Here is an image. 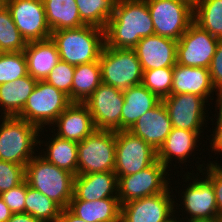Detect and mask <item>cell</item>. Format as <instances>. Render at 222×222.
<instances>
[{"mask_svg": "<svg viewBox=\"0 0 222 222\" xmlns=\"http://www.w3.org/2000/svg\"><path fill=\"white\" fill-rule=\"evenodd\" d=\"M38 137V146L41 151L38 153L60 169L72 173L74 176L78 175V143L62 139L55 134H52L44 141ZM49 140V141H47ZM44 143V144H43ZM43 144V145H42ZM42 146L45 148L42 149Z\"/></svg>", "mask_w": 222, "mask_h": 222, "instance_id": "d4e9b609", "label": "cell"}, {"mask_svg": "<svg viewBox=\"0 0 222 222\" xmlns=\"http://www.w3.org/2000/svg\"><path fill=\"white\" fill-rule=\"evenodd\" d=\"M161 100L167 109L173 128L203 132L204 125H209L206 122L211 118L208 111L213 106L208 107L210 103L205 98L194 94H171Z\"/></svg>", "mask_w": 222, "mask_h": 222, "instance_id": "4fadbf2b", "label": "cell"}, {"mask_svg": "<svg viewBox=\"0 0 222 222\" xmlns=\"http://www.w3.org/2000/svg\"><path fill=\"white\" fill-rule=\"evenodd\" d=\"M50 127L48 129L56 136L77 143L96 130L87 106L80 102H72Z\"/></svg>", "mask_w": 222, "mask_h": 222, "instance_id": "ac0fdd59", "label": "cell"}, {"mask_svg": "<svg viewBox=\"0 0 222 222\" xmlns=\"http://www.w3.org/2000/svg\"><path fill=\"white\" fill-rule=\"evenodd\" d=\"M201 133H204V132H193V131H188V130H184L180 128H172V130L166 137L163 144L157 150V159L167 169L169 168L170 172L172 170V164H173L174 167L176 166L174 170L179 169V167H181L180 173L182 174L185 173L184 172L185 165H186V169H188L187 168L188 165L186 162L188 163L193 162V165H194V161L196 159L194 157L195 154L193 152L199 150L198 147L202 144L199 142H201V139L204 138L203 136L204 134H201ZM200 136H202V138H200ZM191 156L194 158H190ZM176 163L178 164L180 163L178 168H177ZM182 164L184 165V167L182 166Z\"/></svg>", "mask_w": 222, "mask_h": 222, "instance_id": "e0dca14e", "label": "cell"}, {"mask_svg": "<svg viewBox=\"0 0 222 222\" xmlns=\"http://www.w3.org/2000/svg\"><path fill=\"white\" fill-rule=\"evenodd\" d=\"M118 198V178L115 172H100L74 177L71 200L95 201Z\"/></svg>", "mask_w": 222, "mask_h": 222, "instance_id": "7402d4cb", "label": "cell"}, {"mask_svg": "<svg viewBox=\"0 0 222 222\" xmlns=\"http://www.w3.org/2000/svg\"><path fill=\"white\" fill-rule=\"evenodd\" d=\"M157 160V151L130 131H116L115 169L117 176L136 174Z\"/></svg>", "mask_w": 222, "mask_h": 222, "instance_id": "7c38bea8", "label": "cell"}, {"mask_svg": "<svg viewBox=\"0 0 222 222\" xmlns=\"http://www.w3.org/2000/svg\"><path fill=\"white\" fill-rule=\"evenodd\" d=\"M81 21L105 29L112 16L116 0H75Z\"/></svg>", "mask_w": 222, "mask_h": 222, "instance_id": "1f68e13d", "label": "cell"}, {"mask_svg": "<svg viewBox=\"0 0 222 222\" xmlns=\"http://www.w3.org/2000/svg\"><path fill=\"white\" fill-rule=\"evenodd\" d=\"M24 54L27 72L36 80H45L60 61L57 46L51 38L27 42Z\"/></svg>", "mask_w": 222, "mask_h": 222, "instance_id": "603a6c76", "label": "cell"}, {"mask_svg": "<svg viewBox=\"0 0 222 222\" xmlns=\"http://www.w3.org/2000/svg\"><path fill=\"white\" fill-rule=\"evenodd\" d=\"M12 214L13 213L11 212L9 207L0 197V222H7L11 218Z\"/></svg>", "mask_w": 222, "mask_h": 222, "instance_id": "f6af8a7d", "label": "cell"}, {"mask_svg": "<svg viewBox=\"0 0 222 222\" xmlns=\"http://www.w3.org/2000/svg\"><path fill=\"white\" fill-rule=\"evenodd\" d=\"M60 212L55 202L27 184L25 213L44 222H58Z\"/></svg>", "mask_w": 222, "mask_h": 222, "instance_id": "4dcf8cb0", "label": "cell"}, {"mask_svg": "<svg viewBox=\"0 0 222 222\" xmlns=\"http://www.w3.org/2000/svg\"><path fill=\"white\" fill-rule=\"evenodd\" d=\"M172 174L157 159L152 165L136 174L117 176L120 205L131 200L165 192L172 185L173 181H170Z\"/></svg>", "mask_w": 222, "mask_h": 222, "instance_id": "30bf717a", "label": "cell"}, {"mask_svg": "<svg viewBox=\"0 0 222 222\" xmlns=\"http://www.w3.org/2000/svg\"><path fill=\"white\" fill-rule=\"evenodd\" d=\"M215 91L208 68L177 63L174 66L171 94H194L205 98L208 102L211 100L210 103L214 104L212 97Z\"/></svg>", "mask_w": 222, "mask_h": 222, "instance_id": "ffe728a7", "label": "cell"}, {"mask_svg": "<svg viewBox=\"0 0 222 222\" xmlns=\"http://www.w3.org/2000/svg\"><path fill=\"white\" fill-rule=\"evenodd\" d=\"M203 157L204 155H202L201 160H196L197 162L195 166H197L195 168H197V170L195 172L199 171L200 173L205 174L204 176L212 183L219 219H222V164L213 159L212 161L206 159L207 163L206 160H202ZM200 162H202V164H200Z\"/></svg>", "mask_w": 222, "mask_h": 222, "instance_id": "d590c367", "label": "cell"}, {"mask_svg": "<svg viewBox=\"0 0 222 222\" xmlns=\"http://www.w3.org/2000/svg\"><path fill=\"white\" fill-rule=\"evenodd\" d=\"M154 35V25L146 0H116L104 29L105 46L133 49L144 38Z\"/></svg>", "mask_w": 222, "mask_h": 222, "instance_id": "6da1fadb", "label": "cell"}, {"mask_svg": "<svg viewBox=\"0 0 222 222\" xmlns=\"http://www.w3.org/2000/svg\"><path fill=\"white\" fill-rule=\"evenodd\" d=\"M99 63L102 83L119 90L142 84L143 70L133 49L103 47Z\"/></svg>", "mask_w": 222, "mask_h": 222, "instance_id": "8992f818", "label": "cell"}, {"mask_svg": "<svg viewBox=\"0 0 222 222\" xmlns=\"http://www.w3.org/2000/svg\"><path fill=\"white\" fill-rule=\"evenodd\" d=\"M51 39L60 60L73 66L98 61L105 45L104 29L92 25L53 31Z\"/></svg>", "mask_w": 222, "mask_h": 222, "instance_id": "3957f363", "label": "cell"}, {"mask_svg": "<svg viewBox=\"0 0 222 222\" xmlns=\"http://www.w3.org/2000/svg\"><path fill=\"white\" fill-rule=\"evenodd\" d=\"M123 96L121 131H129L142 115L161 101L143 84L129 87L123 91Z\"/></svg>", "mask_w": 222, "mask_h": 222, "instance_id": "cb8c5ba5", "label": "cell"}, {"mask_svg": "<svg viewBox=\"0 0 222 222\" xmlns=\"http://www.w3.org/2000/svg\"><path fill=\"white\" fill-rule=\"evenodd\" d=\"M75 66L59 61L51 70L45 81L68 95L72 102V82Z\"/></svg>", "mask_w": 222, "mask_h": 222, "instance_id": "8d00e7d4", "label": "cell"}, {"mask_svg": "<svg viewBox=\"0 0 222 222\" xmlns=\"http://www.w3.org/2000/svg\"><path fill=\"white\" fill-rule=\"evenodd\" d=\"M143 71L174 67L177 63V41L151 35L142 38L133 48Z\"/></svg>", "mask_w": 222, "mask_h": 222, "instance_id": "d6986e66", "label": "cell"}, {"mask_svg": "<svg viewBox=\"0 0 222 222\" xmlns=\"http://www.w3.org/2000/svg\"><path fill=\"white\" fill-rule=\"evenodd\" d=\"M194 22L212 36L222 39V0H195Z\"/></svg>", "mask_w": 222, "mask_h": 222, "instance_id": "f546056e", "label": "cell"}, {"mask_svg": "<svg viewBox=\"0 0 222 222\" xmlns=\"http://www.w3.org/2000/svg\"><path fill=\"white\" fill-rule=\"evenodd\" d=\"M37 82L38 80L28 74L18 78L14 82L0 84V116H18Z\"/></svg>", "mask_w": 222, "mask_h": 222, "instance_id": "484cf974", "label": "cell"}, {"mask_svg": "<svg viewBox=\"0 0 222 222\" xmlns=\"http://www.w3.org/2000/svg\"><path fill=\"white\" fill-rule=\"evenodd\" d=\"M154 25V34L178 41L194 21V3L190 0H146Z\"/></svg>", "mask_w": 222, "mask_h": 222, "instance_id": "ba28073f", "label": "cell"}, {"mask_svg": "<svg viewBox=\"0 0 222 222\" xmlns=\"http://www.w3.org/2000/svg\"><path fill=\"white\" fill-rule=\"evenodd\" d=\"M28 75L27 61L22 52H1L0 54V84L14 82Z\"/></svg>", "mask_w": 222, "mask_h": 222, "instance_id": "836d02e7", "label": "cell"}, {"mask_svg": "<svg viewBox=\"0 0 222 222\" xmlns=\"http://www.w3.org/2000/svg\"><path fill=\"white\" fill-rule=\"evenodd\" d=\"M215 93H216L215 96H217V97L215 98V109L214 110H216V111H215V115L213 114L212 117L214 116V118L215 117L222 118V87L216 89ZM217 110H219V111H217ZM216 113H217V115H216Z\"/></svg>", "mask_w": 222, "mask_h": 222, "instance_id": "ee69618b", "label": "cell"}, {"mask_svg": "<svg viewBox=\"0 0 222 222\" xmlns=\"http://www.w3.org/2000/svg\"><path fill=\"white\" fill-rule=\"evenodd\" d=\"M174 67L143 71L142 84L160 99L171 95Z\"/></svg>", "mask_w": 222, "mask_h": 222, "instance_id": "e575fe53", "label": "cell"}, {"mask_svg": "<svg viewBox=\"0 0 222 222\" xmlns=\"http://www.w3.org/2000/svg\"><path fill=\"white\" fill-rule=\"evenodd\" d=\"M218 41L193 21L177 41V64L209 69Z\"/></svg>", "mask_w": 222, "mask_h": 222, "instance_id": "9a60e30c", "label": "cell"}, {"mask_svg": "<svg viewBox=\"0 0 222 222\" xmlns=\"http://www.w3.org/2000/svg\"><path fill=\"white\" fill-rule=\"evenodd\" d=\"M7 222H44L27 213H14Z\"/></svg>", "mask_w": 222, "mask_h": 222, "instance_id": "b9f144b4", "label": "cell"}, {"mask_svg": "<svg viewBox=\"0 0 222 222\" xmlns=\"http://www.w3.org/2000/svg\"><path fill=\"white\" fill-rule=\"evenodd\" d=\"M172 128L167 109L161 100L154 108L142 115L129 131L157 151Z\"/></svg>", "mask_w": 222, "mask_h": 222, "instance_id": "44dd1931", "label": "cell"}, {"mask_svg": "<svg viewBox=\"0 0 222 222\" xmlns=\"http://www.w3.org/2000/svg\"><path fill=\"white\" fill-rule=\"evenodd\" d=\"M213 123L211 125H215L216 127H214L211 133V137L207 136V138H205L206 140H209V148L211 149L212 152L215 153V155L217 154H221L222 155V118H215L216 122L214 123V118H210Z\"/></svg>", "mask_w": 222, "mask_h": 222, "instance_id": "60d3db41", "label": "cell"}, {"mask_svg": "<svg viewBox=\"0 0 222 222\" xmlns=\"http://www.w3.org/2000/svg\"><path fill=\"white\" fill-rule=\"evenodd\" d=\"M96 130L121 131L123 91L101 83L85 100Z\"/></svg>", "mask_w": 222, "mask_h": 222, "instance_id": "5bb4252c", "label": "cell"}, {"mask_svg": "<svg viewBox=\"0 0 222 222\" xmlns=\"http://www.w3.org/2000/svg\"><path fill=\"white\" fill-rule=\"evenodd\" d=\"M0 121V160L26 166L40 149L38 137L45 136L46 128L39 129L17 116H0Z\"/></svg>", "mask_w": 222, "mask_h": 222, "instance_id": "277c9868", "label": "cell"}, {"mask_svg": "<svg viewBox=\"0 0 222 222\" xmlns=\"http://www.w3.org/2000/svg\"><path fill=\"white\" fill-rule=\"evenodd\" d=\"M212 84L215 89L222 87V39H219L216 52L209 68Z\"/></svg>", "mask_w": 222, "mask_h": 222, "instance_id": "ab89813d", "label": "cell"}, {"mask_svg": "<svg viewBox=\"0 0 222 222\" xmlns=\"http://www.w3.org/2000/svg\"><path fill=\"white\" fill-rule=\"evenodd\" d=\"M193 172V169L192 171H187L185 174H183L184 178L181 177V180L183 181H181L180 183L185 182V184L182 183V187H184L181 189V192L180 190H178L177 192L178 200L180 201L177 200V197L175 195V200L180 203L178 205V203L175 202V213H177L175 214V220L180 222H187L219 219L212 183L204 176V174H201V177L199 175L200 172H197L198 175ZM179 209H181L182 211ZM178 213L181 215V217Z\"/></svg>", "mask_w": 222, "mask_h": 222, "instance_id": "7a4b0ae2", "label": "cell"}, {"mask_svg": "<svg viewBox=\"0 0 222 222\" xmlns=\"http://www.w3.org/2000/svg\"><path fill=\"white\" fill-rule=\"evenodd\" d=\"M116 131L95 130L78 143V175L114 172Z\"/></svg>", "mask_w": 222, "mask_h": 222, "instance_id": "9c48e42d", "label": "cell"}, {"mask_svg": "<svg viewBox=\"0 0 222 222\" xmlns=\"http://www.w3.org/2000/svg\"><path fill=\"white\" fill-rule=\"evenodd\" d=\"M58 222H86L73 214L68 208L61 209Z\"/></svg>", "mask_w": 222, "mask_h": 222, "instance_id": "7bdbcfd3", "label": "cell"}, {"mask_svg": "<svg viewBox=\"0 0 222 222\" xmlns=\"http://www.w3.org/2000/svg\"><path fill=\"white\" fill-rule=\"evenodd\" d=\"M187 222H222V219H214V220H197V221H187Z\"/></svg>", "mask_w": 222, "mask_h": 222, "instance_id": "bcb514c9", "label": "cell"}, {"mask_svg": "<svg viewBox=\"0 0 222 222\" xmlns=\"http://www.w3.org/2000/svg\"><path fill=\"white\" fill-rule=\"evenodd\" d=\"M177 185L165 192L128 201L121 205L120 222H173ZM172 194V195H170Z\"/></svg>", "mask_w": 222, "mask_h": 222, "instance_id": "8fae6325", "label": "cell"}, {"mask_svg": "<svg viewBox=\"0 0 222 222\" xmlns=\"http://www.w3.org/2000/svg\"><path fill=\"white\" fill-rule=\"evenodd\" d=\"M101 83L99 60L75 66L72 82V102L84 103Z\"/></svg>", "mask_w": 222, "mask_h": 222, "instance_id": "f1b7e54d", "label": "cell"}, {"mask_svg": "<svg viewBox=\"0 0 222 222\" xmlns=\"http://www.w3.org/2000/svg\"><path fill=\"white\" fill-rule=\"evenodd\" d=\"M51 31L84 26L75 0H42Z\"/></svg>", "mask_w": 222, "mask_h": 222, "instance_id": "83f0119b", "label": "cell"}, {"mask_svg": "<svg viewBox=\"0 0 222 222\" xmlns=\"http://www.w3.org/2000/svg\"><path fill=\"white\" fill-rule=\"evenodd\" d=\"M5 5L26 42L51 38L42 0H5Z\"/></svg>", "mask_w": 222, "mask_h": 222, "instance_id": "2e32d148", "label": "cell"}, {"mask_svg": "<svg viewBox=\"0 0 222 222\" xmlns=\"http://www.w3.org/2000/svg\"><path fill=\"white\" fill-rule=\"evenodd\" d=\"M26 192L27 182L24 180L21 184L11 188L10 190L2 192L0 197L3 199L13 214L24 213Z\"/></svg>", "mask_w": 222, "mask_h": 222, "instance_id": "f35d334b", "label": "cell"}, {"mask_svg": "<svg viewBox=\"0 0 222 222\" xmlns=\"http://www.w3.org/2000/svg\"><path fill=\"white\" fill-rule=\"evenodd\" d=\"M25 180V166L0 160V194Z\"/></svg>", "mask_w": 222, "mask_h": 222, "instance_id": "74e56055", "label": "cell"}, {"mask_svg": "<svg viewBox=\"0 0 222 222\" xmlns=\"http://www.w3.org/2000/svg\"><path fill=\"white\" fill-rule=\"evenodd\" d=\"M5 6V0H0V9Z\"/></svg>", "mask_w": 222, "mask_h": 222, "instance_id": "7dc6e473", "label": "cell"}, {"mask_svg": "<svg viewBox=\"0 0 222 222\" xmlns=\"http://www.w3.org/2000/svg\"><path fill=\"white\" fill-rule=\"evenodd\" d=\"M68 209L86 222H120L121 205L118 198L70 200Z\"/></svg>", "mask_w": 222, "mask_h": 222, "instance_id": "4316f807", "label": "cell"}, {"mask_svg": "<svg viewBox=\"0 0 222 222\" xmlns=\"http://www.w3.org/2000/svg\"><path fill=\"white\" fill-rule=\"evenodd\" d=\"M74 175L48 162L37 153L25 166V180L55 202L61 209L68 208L73 197Z\"/></svg>", "mask_w": 222, "mask_h": 222, "instance_id": "5b68a950", "label": "cell"}, {"mask_svg": "<svg viewBox=\"0 0 222 222\" xmlns=\"http://www.w3.org/2000/svg\"><path fill=\"white\" fill-rule=\"evenodd\" d=\"M27 42L12 20L7 6L0 9V52H22Z\"/></svg>", "mask_w": 222, "mask_h": 222, "instance_id": "d6a6232c", "label": "cell"}, {"mask_svg": "<svg viewBox=\"0 0 222 222\" xmlns=\"http://www.w3.org/2000/svg\"><path fill=\"white\" fill-rule=\"evenodd\" d=\"M71 103L68 95L63 91L56 89L45 80H38L17 117L36 125L39 129L49 128Z\"/></svg>", "mask_w": 222, "mask_h": 222, "instance_id": "52a82bcc", "label": "cell"}]
</instances>
